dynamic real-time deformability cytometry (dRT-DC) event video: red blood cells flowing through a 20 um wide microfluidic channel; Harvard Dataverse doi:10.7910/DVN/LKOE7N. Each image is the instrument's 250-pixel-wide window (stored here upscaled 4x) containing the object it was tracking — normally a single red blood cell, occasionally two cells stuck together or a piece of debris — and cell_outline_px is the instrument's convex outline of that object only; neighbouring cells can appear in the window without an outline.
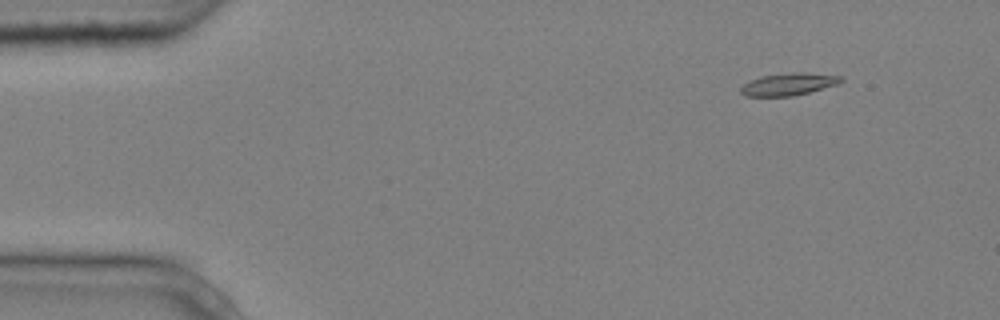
{"species": "common noctule bat (a hibernating species)", "species_latin": "Nyctalus noctula", "temperature_condition": "cold", "stored_images_in_passage": 5, "segment_of_instrument_passage": [2, 2], "camera_frame_rate_fps": 3000, "um_per_image_px": 0.085, "animal": {"sex": "male", "body_mass_g": 20.4}, "frame": {"image": 1, "passage_image": 5, "time_ms": 1.333, "image_size_px": [1000, 320], "cell_outline_px": [[844, 80], [840, 84], [792, 96], [744, 96], [740, 92], [740, 88], [744, 84], [760, 76], [792, 72], [804, 72], [840, 76]], "centroid_in_image_um": [67.04, 7.15], "position_along_channel_um": 18.0, "area_um2": 13.01}}